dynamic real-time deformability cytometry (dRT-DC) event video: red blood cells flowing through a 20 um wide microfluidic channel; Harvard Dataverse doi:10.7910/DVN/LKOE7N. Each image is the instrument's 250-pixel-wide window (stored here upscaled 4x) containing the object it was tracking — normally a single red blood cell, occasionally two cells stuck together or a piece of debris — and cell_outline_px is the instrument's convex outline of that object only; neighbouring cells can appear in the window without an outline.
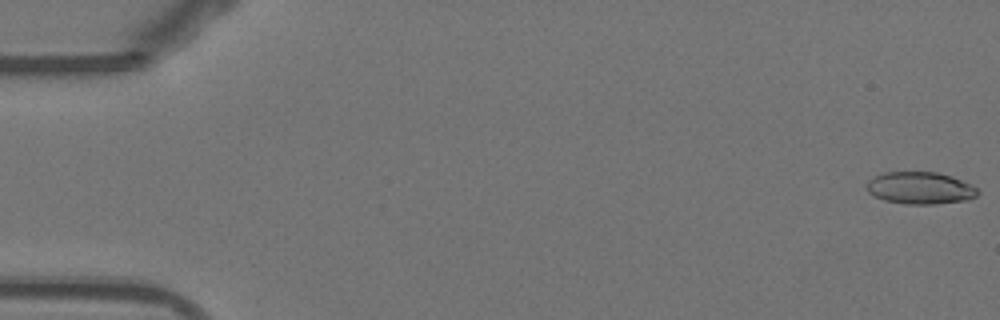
{"species": "Egyptian fruit bat (a non-hibernating species)", "species_latin": "Rousettus aegyptiacus", "temperature_condition": "warm", "stored_images_in_passage": 8, "camera_frame_rate_fps": 3000, "um_per_image_px": 0.085, "animal": {"sex": "female"}, "frame": {"image": 1, "passage_image": 1, "time_ms": 0.0, "image_size_px": [1000, 320], "cell_outline_px": [[980, 192], [976, 196], [964, 200], [932, 204], [908, 204], [884, 200], [868, 192], [868, 180], [884, 172], [936, 172], [952, 176], [972, 184]], "centroid_in_image_um": [78.24, 15.97], "position_along_channel_um": 6.8, "area_um2": 20.58}}